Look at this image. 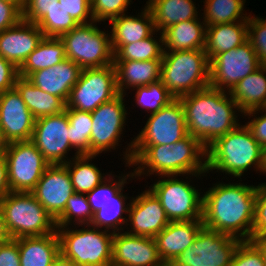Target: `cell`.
Returning <instances> with one entry per match:
<instances>
[{
    "mask_svg": "<svg viewBox=\"0 0 266 266\" xmlns=\"http://www.w3.org/2000/svg\"><path fill=\"white\" fill-rule=\"evenodd\" d=\"M242 240L203 226L193 244L172 263L174 266H231Z\"/></svg>",
    "mask_w": 266,
    "mask_h": 266,
    "instance_id": "cell-12",
    "label": "cell"
},
{
    "mask_svg": "<svg viewBox=\"0 0 266 266\" xmlns=\"http://www.w3.org/2000/svg\"><path fill=\"white\" fill-rule=\"evenodd\" d=\"M3 154L11 192H31L49 166L30 140L4 144Z\"/></svg>",
    "mask_w": 266,
    "mask_h": 266,
    "instance_id": "cell-11",
    "label": "cell"
},
{
    "mask_svg": "<svg viewBox=\"0 0 266 266\" xmlns=\"http://www.w3.org/2000/svg\"><path fill=\"white\" fill-rule=\"evenodd\" d=\"M262 173L266 174V148L264 149V162H263Z\"/></svg>",
    "mask_w": 266,
    "mask_h": 266,
    "instance_id": "cell-56",
    "label": "cell"
},
{
    "mask_svg": "<svg viewBox=\"0 0 266 266\" xmlns=\"http://www.w3.org/2000/svg\"><path fill=\"white\" fill-rule=\"evenodd\" d=\"M203 226V220L169 222L154 237L162 261L173 263L183 251L193 244Z\"/></svg>",
    "mask_w": 266,
    "mask_h": 266,
    "instance_id": "cell-23",
    "label": "cell"
},
{
    "mask_svg": "<svg viewBox=\"0 0 266 266\" xmlns=\"http://www.w3.org/2000/svg\"><path fill=\"white\" fill-rule=\"evenodd\" d=\"M81 71L79 65L66 58L50 68L31 73L27 79L44 92L56 95L66 103Z\"/></svg>",
    "mask_w": 266,
    "mask_h": 266,
    "instance_id": "cell-22",
    "label": "cell"
},
{
    "mask_svg": "<svg viewBox=\"0 0 266 266\" xmlns=\"http://www.w3.org/2000/svg\"><path fill=\"white\" fill-rule=\"evenodd\" d=\"M177 177L160 176L165 179L157 180L149 188L159 199L170 222L202 220L203 195L187 180Z\"/></svg>",
    "mask_w": 266,
    "mask_h": 266,
    "instance_id": "cell-10",
    "label": "cell"
},
{
    "mask_svg": "<svg viewBox=\"0 0 266 266\" xmlns=\"http://www.w3.org/2000/svg\"><path fill=\"white\" fill-rule=\"evenodd\" d=\"M262 253L265 266H266V237L263 238H252L250 240Z\"/></svg>",
    "mask_w": 266,
    "mask_h": 266,
    "instance_id": "cell-54",
    "label": "cell"
},
{
    "mask_svg": "<svg viewBox=\"0 0 266 266\" xmlns=\"http://www.w3.org/2000/svg\"><path fill=\"white\" fill-rule=\"evenodd\" d=\"M161 62L162 60L114 61L118 92L126 95L125 89H134L160 80Z\"/></svg>",
    "mask_w": 266,
    "mask_h": 266,
    "instance_id": "cell-25",
    "label": "cell"
},
{
    "mask_svg": "<svg viewBox=\"0 0 266 266\" xmlns=\"http://www.w3.org/2000/svg\"><path fill=\"white\" fill-rule=\"evenodd\" d=\"M50 266H77L72 260L65 258L61 253L53 260Z\"/></svg>",
    "mask_w": 266,
    "mask_h": 266,
    "instance_id": "cell-55",
    "label": "cell"
},
{
    "mask_svg": "<svg viewBox=\"0 0 266 266\" xmlns=\"http://www.w3.org/2000/svg\"><path fill=\"white\" fill-rule=\"evenodd\" d=\"M136 94L134 101L141 109L156 113L161 108L169 105L175 98L162 84L161 80L150 83L149 85L134 88Z\"/></svg>",
    "mask_w": 266,
    "mask_h": 266,
    "instance_id": "cell-39",
    "label": "cell"
},
{
    "mask_svg": "<svg viewBox=\"0 0 266 266\" xmlns=\"http://www.w3.org/2000/svg\"><path fill=\"white\" fill-rule=\"evenodd\" d=\"M209 72L204 49L163 52L160 80L175 99L209 87Z\"/></svg>",
    "mask_w": 266,
    "mask_h": 266,
    "instance_id": "cell-5",
    "label": "cell"
},
{
    "mask_svg": "<svg viewBox=\"0 0 266 266\" xmlns=\"http://www.w3.org/2000/svg\"><path fill=\"white\" fill-rule=\"evenodd\" d=\"M14 87L35 119L60 114L66 108L60 97L44 92L27 78L19 76Z\"/></svg>",
    "mask_w": 266,
    "mask_h": 266,
    "instance_id": "cell-31",
    "label": "cell"
},
{
    "mask_svg": "<svg viewBox=\"0 0 266 266\" xmlns=\"http://www.w3.org/2000/svg\"><path fill=\"white\" fill-rule=\"evenodd\" d=\"M3 149L4 148H0V156L3 154Z\"/></svg>",
    "mask_w": 266,
    "mask_h": 266,
    "instance_id": "cell-60",
    "label": "cell"
},
{
    "mask_svg": "<svg viewBox=\"0 0 266 266\" xmlns=\"http://www.w3.org/2000/svg\"><path fill=\"white\" fill-rule=\"evenodd\" d=\"M132 0H91V14L96 22H109L126 14L128 6Z\"/></svg>",
    "mask_w": 266,
    "mask_h": 266,
    "instance_id": "cell-42",
    "label": "cell"
},
{
    "mask_svg": "<svg viewBox=\"0 0 266 266\" xmlns=\"http://www.w3.org/2000/svg\"><path fill=\"white\" fill-rule=\"evenodd\" d=\"M118 94L113 64L101 68H85L70 91L66 108L92 112Z\"/></svg>",
    "mask_w": 266,
    "mask_h": 266,
    "instance_id": "cell-13",
    "label": "cell"
},
{
    "mask_svg": "<svg viewBox=\"0 0 266 266\" xmlns=\"http://www.w3.org/2000/svg\"><path fill=\"white\" fill-rule=\"evenodd\" d=\"M248 41L256 52L261 65H266V20L251 16L248 19Z\"/></svg>",
    "mask_w": 266,
    "mask_h": 266,
    "instance_id": "cell-43",
    "label": "cell"
},
{
    "mask_svg": "<svg viewBox=\"0 0 266 266\" xmlns=\"http://www.w3.org/2000/svg\"><path fill=\"white\" fill-rule=\"evenodd\" d=\"M160 258L154 238L114 233L111 266H159Z\"/></svg>",
    "mask_w": 266,
    "mask_h": 266,
    "instance_id": "cell-20",
    "label": "cell"
},
{
    "mask_svg": "<svg viewBox=\"0 0 266 266\" xmlns=\"http://www.w3.org/2000/svg\"><path fill=\"white\" fill-rule=\"evenodd\" d=\"M30 141L49 165L67 163L69 159L66 156L74 149L70 144L67 108L60 114L35 119Z\"/></svg>",
    "mask_w": 266,
    "mask_h": 266,
    "instance_id": "cell-16",
    "label": "cell"
},
{
    "mask_svg": "<svg viewBox=\"0 0 266 266\" xmlns=\"http://www.w3.org/2000/svg\"><path fill=\"white\" fill-rule=\"evenodd\" d=\"M21 266H50L60 253L57 231L44 236L18 238Z\"/></svg>",
    "mask_w": 266,
    "mask_h": 266,
    "instance_id": "cell-27",
    "label": "cell"
},
{
    "mask_svg": "<svg viewBox=\"0 0 266 266\" xmlns=\"http://www.w3.org/2000/svg\"><path fill=\"white\" fill-rule=\"evenodd\" d=\"M184 109L187 132L206 148L217 138L237 128V103L227 91L211 87L178 98Z\"/></svg>",
    "mask_w": 266,
    "mask_h": 266,
    "instance_id": "cell-2",
    "label": "cell"
},
{
    "mask_svg": "<svg viewBox=\"0 0 266 266\" xmlns=\"http://www.w3.org/2000/svg\"><path fill=\"white\" fill-rule=\"evenodd\" d=\"M231 266H265L260 250L251 241H242L233 256Z\"/></svg>",
    "mask_w": 266,
    "mask_h": 266,
    "instance_id": "cell-44",
    "label": "cell"
},
{
    "mask_svg": "<svg viewBox=\"0 0 266 266\" xmlns=\"http://www.w3.org/2000/svg\"><path fill=\"white\" fill-rule=\"evenodd\" d=\"M155 29L162 33L169 26L198 18L196 5L192 0H148ZM160 31V32H159Z\"/></svg>",
    "mask_w": 266,
    "mask_h": 266,
    "instance_id": "cell-30",
    "label": "cell"
},
{
    "mask_svg": "<svg viewBox=\"0 0 266 266\" xmlns=\"http://www.w3.org/2000/svg\"><path fill=\"white\" fill-rule=\"evenodd\" d=\"M35 118L14 87L0 93V138L3 144L31 140Z\"/></svg>",
    "mask_w": 266,
    "mask_h": 266,
    "instance_id": "cell-17",
    "label": "cell"
},
{
    "mask_svg": "<svg viewBox=\"0 0 266 266\" xmlns=\"http://www.w3.org/2000/svg\"><path fill=\"white\" fill-rule=\"evenodd\" d=\"M164 51L205 48L206 25L200 17L173 24L163 32Z\"/></svg>",
    "mask_w": 266,
    "mask_h": 266,
    "instance_id": "cell-28",
    "label": "cell"
},
{
    "mask_svg": "<svg viewBox=\"0 0 266 266\" xmlns=\"http://www.w3.org/2000/svg\"><path fill=\"white\" fill-rule=\"evenodd\" d=\"M24 2H7L0 0V31L18 24L22 19Z\"/></svg>",
    "mask_w": 266,
    "mask_h": 266,
    "instance_id": "cell-48",
    "label": "cell"
},
{
    "mask_svg": "<svg viewBox=\"0 0 266 266\" xmlns=\"http://www.w3.org/2000/svg\"><path fill=\"white\" fill-rule=\"evenodd\" d=\"M31 193L56 220L75 193L67 167L64 164L49 165Z\"/></svg>",
    "mask_w": 266,
    "mask_h": 266,
    "instance_id": "cell-18",
    "label": "cell"
},
{
    "mask_svg": "<svg viewBox=\"0 0 266 266\" xmlns=\"http://www.w3.org/2000/svg\"><path fill=\"white\" fill-rule=\"evenodd\" d=\"M0 148H4V144H3L2 140H1V138H0Z\"/></svg>",
    "mask_w": 266,
    "mask_h": 266,
    "instance_id": "cell-59",
    "label": "cell"
},
{
    "mask_svg": "<svg viewBox=\"0 0 266 266\" xmlns=\"http://www.w3.org/2000/svg\"><path fill=\"white\" fill-rule=\"evenodd\" d=\"M43 37L35 23L22 19L15 26L0 31V56L19 69Z\"/></svg>",
    "mask_w": 266,
    "mask_h": 266,
    "instance_id": "cell-21",
    "label": "cell"
},
{
    "mask_svg": "<svg viewBox=\"0 0 266 266\" xmlns=\"http://www.w3.org/2000/svg\"><path fill=\"white\" fill-rule=\"evenodd\" d=\"M3 1H7V2H24V0H3Z\"/></svg>",
    "mask_w": 266,
    "mask_h": 266,
    "instance_id": "cell-58",
    "label": "cell"
},
{
    "mask_svg": "<svg viewBox=\"0 0 266 266\" xmlns=\"http://www.w3.org/2000/svg\"><path fill=\"white\" fill-rule=\"evenodd\" d=\"M188 135L184 109L179 99L156 113L150 114L142 131L127 144L123 152L126 166H131L133 145H167L174 144Z\"/></svg>",
    "mask_w": 266,
    "mask_h": 266,
    "instance_id": "cell-9",
    "label": "cell"
},
{
    "mask_svg": "<svg viewBox=\"0 0 266 266\" xmlns=\"http://www.w3.org/2000/svg\"><path fill=\"white\" fill-rule=\"evenodd\" d=\"M95 157L96 155H74L72 160L64 164L68 169L75 193L86 194L109 176V174L104 175L95 164L90 162Z\"/></svg>",
    "mask_w": 266,
    "mask_h": 266,
    "instance_id": "cell-33",
    "label": "cell"
},
{
    "mask_svg": "<svg viewBox=\"0 0 266 266\" xmlns=\"http://www.w3.org/2000/svg\"><path fill=\"white\" fill-rule=\"evenodd\" d=\"M93 219V212L84 193H74L67 200L63 213L55 220L56 227H71L72 223L76 228L90 225Z\"/></svg>",
    "mask_w": 266,
    "mask_h": 266,
    "instance_id": "cell-38",
    "label": "cell"
},
{
    "mask_svg": "<svg viewBox=\"0 0 266 266\" xmlns=\"http://www.w3.org/2000/svg\"><path fill=\"white\" fill-rule=\"evenodd\" d=\"M260 66L256 52L247 40L237 48L217 54L210 61L209 87L230 92Z\"/></svg>",
    "mask_w": 266,
    "mask_h": 266,
    "instance_id": "cell-14",
    "label": "cell"
},
{
    "mask_svg": "<svg viewBox=\"0 0 266 266\" xmlns=\"http://www.w3.org/2000/svg\"><path fill=\"white\" fill-rule=\"evenodd\" d=\"M58 3V0H24L22 17L24 21L37 23Z\"/></svg>",
    "mask_w": 266,
    "mask_h": 266,
    "instance_id": "cell-47",
    "label": "cell"
},
{
    "mask_svg": "<svg viewBox=\"0 0 266 266\" xmlns=\"http://www.w3.org/2000/svg\"><path fill=\"white\" fill-rule=\"evenodd\" d=\"M85 226L76 230L69 226L57 227L60 253L77 266H111L114 234Z\"/></svg>",
    "mask_w": 266,
    "mask_h": 266,
    "instance_id": "cell-7",
    "label": "cell"
},
{
    "mask_svg": "<svg viewBox=\"0 0 266 266\" xmlns=\"http://www.w3.org/2000/svg\"><path fill=\"white\" fill-rule=\"evenodd\" d=\"M0 266H21L18 238L0 244Z\"/></svg>",
    "mask_w": 266,
    "mask_h": 266,
    "instance_id": "cell-51",
    "label": "cell"
},
{
    "mask_svg": "<svg viewBox=\"0 0 266 266\" xmlns=\"http://www.w3.org/2000/svg\"><path fill=\"white\" fill-rule=\"evenodd\" d=\"M258 186L215 183L203 194V225L242 241L253 238Z\"/></svg>",
    "mask_w": 266,
    "mask_h": 266,
    "instance_id": "cell-1",
    "label": "cell"
},
{
    "mask_svg": "<svg viewBox=\"0 0 266 266\" xmlns=\"http://www.w3.org/2000/svg\"><path fill=\"white\" fill-rule=\"evenodd\" d=\"M206 159V147L188 134L174 144L133 145L131 165H138L133 170L134 178L152 174L183 177L186 174L197 178L207 173Z\"/></svg>",
    "mask_w": 266,
    "mask_h": 266,
    "instance_id": "cell-3",
    "label": "cell"
},
{
    "mask_svg": "<svg viewBox=\"0 0 266 266\" xmlns=\"http://www.w3.org/2000/svg\"><path fill=\"white\" fill-rule=\"evenodd\" d=\"M140 13L137 16L123 14L110 21L113 53L122 45L138 42L157 32L152 12L147 5Z\"/></svg>",
    "mask_w": 266,
    "mask_h": 266,
    "instance_id": "cell-24",
    "label": "cell"
},
{
    "mask_svg": "<svg viewBox=\"0 0 266 266\" xmlns=\"http://www.w3.org/2000/svg\"><path fill=\"white\" fill-rule=\"evenodd\" d=\"M36 25L41 29L44 37L60 38L79 24L58 2L51 7L49 12Z\"/></svg>",
    "mask_w": 266,
    "mask_h": 266,
    "instance_id": "cell-40",
    "label": "cell"
},
{
    "mask_svg": "<svg viewBox=\"0 0 266 266\" xmlns=\"http://www.w3.org/2000/svg\"><path fill=\"white\" fill-rule=\"evenodd\" d=\"M5 225L12 239L44 236L57 231L54 218L31 192H9L0 200Z\"/></svg>",
    "mask_w": 266,
    "mask_h": 266,
    "instance_id": "cell-6",
    "label": "cell"
},
{
    "mask_svg": "<svg viewBox=\"0 0 266 266\" xmlns=\"http://www.w3.org/2000/svg\"><path fill=\"white\" fill-rule=\"evenodd\" d=\"M158 33H153L151 36L138 42L122 45L114 53V61H148L162 60L164 52L163 34L157 39L153 36Z\"/></svg>",
    "mask_w": 266,
    "mask_h": 266,
    "instance_id": "cell-36",
    "label": "cell"
},
{
    "mask_svg": "<svg viewBox=\"0 0 266 266\" xmlns=\"http://www.w3.org/2000/svg\"><path fill=\"white\" fill-rule=\"evenodd\" d=\"M69 119L70 144L75 149V156L90 155V136L92 130L91 112L67 109Z\"/></svg>",
    "mask_w": 266,
    "mask_h": 266,
    "instance_id": "cell-37",
    "label": "cell"
},
{
    "mask_svg": "<svg viewBox=\"0 0 266 266\" xmlns=\"http://www.w3.org/2000/svg\"><path fill=\"white\" fill-rule=\"evenodd\" d=\"M266 65L240 80L229 92L241 113L260 109L266 105Z\"/></svg>",
    "mask_w": 266,
    "mask_h": 266,
    "instance_id": "cell-29",
    "label": "cell"
},
{
    "mask_svg": "<svg viewBox=\"0 0 266 266\" xmlns=\"http://www.w3.org/2000/svg\"><path fill=\"white\" fill-rule=\"evenodd\" d=\"M159 266H174V265L172 263H165V262H163Z\"/></svg>",
    "mask_w": 266,
    "mask_h": 266,
    "instance_id": "cell-57",
    "label": "cell"
},
{
    "mask_svg": "<svg viewBox=\"0 0 266 266\" xmlns=\"http://www.w3.org/2000/svg\"><path fill=\"white\" fill-rule=\"evenodd\" d=\"M122 176H114L111 172L104 181L93 190L86 193L88 203L93 213L102 208V205L107 201L114 199V195L125 186L124 184L127 183V180L133 178L134 172ZM115 177H118V179L114 180Z\"/></svg>",
    "mask_w": 266,
    "mask_h": 266,
    "instance_id": "cell-41",
    "label": "cell"
},
{
    "mask_svg": "<svg viewBox=\"0 0 266 266\" xmlns=\"http://www.w3.org/2000/svg\"><path fill=\"white\" fill-rule=\"evenodd\" d=\"M246 0H205L203 21L206 26L237 21H248L249 15L244 12Z\"/></svg>",
    "mask_w": 266,
    "mask_h": 266,
    "instance_id": "cell-35",
    "label": "cell"
},
{
    "mask_svg": "<svg viewBox=\"0 0 266 266\" xmlns=\"http://www.w3.org/2000/svg\"><path fill=\"white\" fill-rule=\"evenodd\" d=\"M248 40V21L206 26L205 53L209 62L225 51L237 48Z\"/></svg>",
    "mask_w": 266,
    "mask_h": 266,
    "instance_id": "cell-26",
    "label": "cell"
},
{
    "mask_svg": "<svg viewBox=\"0 0 266 266\" xmlns=\"http://www.w3.org/2000/svg\"><path fill=\"white\" fill-rule=\"evenodd\" d=\"M206 149L207 173L216 169L215 172H225L234 178H241L252 166L256 171L262 172L264 148L246 124L220 136Z\"/></svg>",
    "mask_w": 266,
    "mask_h": 266,
    "instance_id": "cell-4",
    "label": "cell"
},
{
    "mask_svg": "<svg viewBox=\"0 0 266 266\" xmlns=\"http://www.w3.org/2000/svg\"><path fill=\"white\" fill-rule=\"evenodd\" d=\"M266 237V183L258 185L255 198L253 238Z\"/></svg>",
    "mask_w": 266,
    "mask_h": 266,
    "instance_id": "cell-45",
    "label": "cell"
},
{
    "mask_svg": "<svg viewBox=\"0 0 266 266\" xmlns=\"http://www.w3.org/2000/svg\"><path fill=\"white\" fill-rule=\"evenodd\" d=\"M10 192L7 178V164L4 154L0 156V200Z\"/></svg>",
    "mask_w": 266,
    "mask_h": 266,
    "instance_id": "cell-52",
    "label": "cell"
},
{
    "mask_svg": "<svg viewBox=\"0 0 266 266\" xmlns=\"http://www.w3.org/2000/svg\"><path fill=\"white\" fill-rule=\"evenodd\" d=\"M58 2L78 24L94 21L91 14V0H58Z\"/></svg>",
    "mask_w": 266,
    "mask_h": 266,
    "instance_id": "cell-46",
    "label": "cell"
},
{
    "mask_svg": "<svg viewBox=\"0 0 266 266\" xmlns=\"http://www.w3.org/2000/svg\"><path fill=\"white\" fill-rule=\"evenodd\" d=\"M124 186L114 195V199L107 201L102 205V208L93 213V219L90 225L104 230L117 233L124 231L122 227L124 224H128V219L123 214H127L128 217L129 207L131 200L126 205L127 197L123 194ZM112 231H111V230Z\"/></svg>",
    "mask_w": 266,
    "mask_h": 266,
    "instance_id": "cell-34",
    "label": "cell"
},
{
    "mask_svg": "<svg viewBox=\"0 0 266 266\" xmlns=\"http://www.w3.org/2000/svg\"><path fill=\"white\" fill-rule=\"evenodd\" d=\"M124 97L125 95L119 93L91 112L93 126L90 136V155L98 156L104 151L116 150L115 148L119 146L128 114Z\"/></svg>",
    "mask_w": 266,
    "mask_h": 266,
    "instance_id": "cell-15",
    "label": "cell"
},
{
    "mask_svg": "<svg viewBox=\"0 0 266 266\" xmlns=\"http://www.w3.org/2000/svg\"><path fill=\"white\" fill-rule=\"evenodd\" d=\"M10 239H11V236L9 235L7 231L5 220H4V215L0 207V244L5 243L9 241Z\"/></svg>",
    "mask_w": 266,
    "mask_h": 266,
    "instance_id": "cell-53",
    "label": "cell"
},
{
    "mask_svg": "<svg viewBox=\"0 0 266 266\" xmlns=\"http://www.w3.org/2000/svg\"><path fill=\"white\" fill-rule=\"evenodd\" d=\"M65 59V46L62 40L56 37H43L19 68V76L27 78L31 73L50 68Z\"/></svg>",
    "mask_w": 266,
    "mask_h": 266,
    "instance_id": "cell-32",
    "label": "cell"
},
{
    "mask_svg": "<svg viewBox=\"0 0 266 266\" xmlns=\"http://www.w3.org/2000/svg\"><path fill=\"white\" fill-rule=\"evenodd\" d=\"M132 198L128 213L130 224L126 225V227L130 225L132 230L127 228L129 230L125 232L154 238L170 222L159 199L149 188Z\"/></svg>",
    "mask_w": 266,
    "mask_h": 266,
    "instance_id": "cell-19",
    "label": "cell"
},
{
    "mask_svg": "<svg viewBox=\"0 0 266 266\" xmlns=\"http://www.w3.org/2000/svg\"><path fill=\"white\" fill-rule=\"evenodd\" d=\"M96 25V21L79 24L60 37L66 58L82 69L101 68L114 62L110 32L101 31Z\"/></svg>",
    "mask_w": 266,
    "mask_h": 266,
    "instance_id": "cell-8",
    "label": "cell"
},
{
    "mask_svg": "<svg viewBox=\"0 0 266 266\" xmlns=\"http://www.w3.org/2000/svg\"><path fill=\"white\" fill-rule=\"evenodd\" d=\"M260 110L263 111L262 113L265 112L264 115L263 114L260 116L255 115L261 112ZM242 115L247 116L249 119L250 117L254 115V118L245 124L251 130L257 142L265 149L266 148V110L264 111L263 108L254 109V110L247 111L243 113Z\"/></svg>",
    "mask_w": 266,
    "mask_h": 266,
    "instance_id": "cell-49",
    "label": "cell"
},
{
    "mask_svg": "<svg viewBox=\"0 0 266 266\" xmlns=\"http://www.w3.org/2000/svg\"><path fill=\"white\" fill-rule=\"evenodd\" d=\"M19 69L0 56V93L14 88Z\"/></svg>",
    "mask_w": 266,
    "mask_h": 266,
    "instance_id": "cell-50",
    "label": "cell"
}]
</instances>
